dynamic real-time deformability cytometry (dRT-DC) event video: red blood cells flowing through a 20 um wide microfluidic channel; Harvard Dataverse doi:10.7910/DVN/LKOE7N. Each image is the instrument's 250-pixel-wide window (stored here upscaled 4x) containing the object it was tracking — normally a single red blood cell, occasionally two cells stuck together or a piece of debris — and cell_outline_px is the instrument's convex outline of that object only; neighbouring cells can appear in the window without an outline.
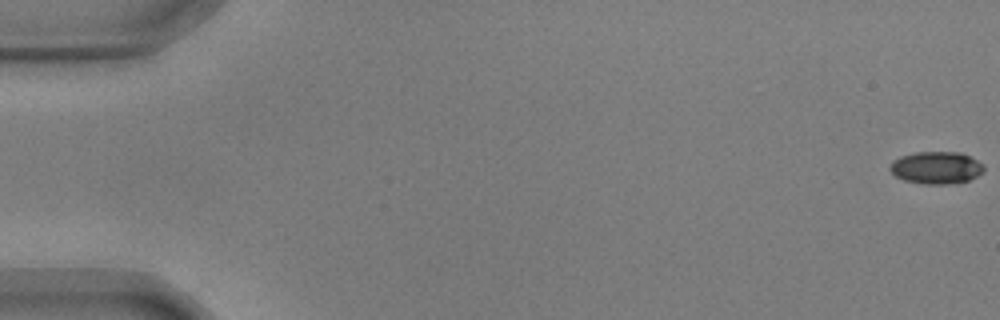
{"species": "common noctule bat (a hibernating species)", "species_latin": "Nyctalus noctula", "temperature_condition": "warm", "stored_images_in_passage": 22, "camera_frame_rate_fps": 3000, "um_per_image_px": 0.085, "animal": {"sex": "male", "body_mass_g": 17.9, "forearm_length_mm": 54.2}, "frame": {"image": 1, "passage_image": 1, "time_ms": 0.0, "image_size_px": [1000, 320], "cell_outline_px": [[984, 172], [968, 180], [948, 184], [924, 184], [904, 180], [896, 176], [888, 168], [892, 160], [900, 156], [916, 152], [960, 152], [984, 164]], "centroid_in_image_um": [79.56, 14.25], "position_along_channel_um": 5.4, "area_um2": 17.69}}
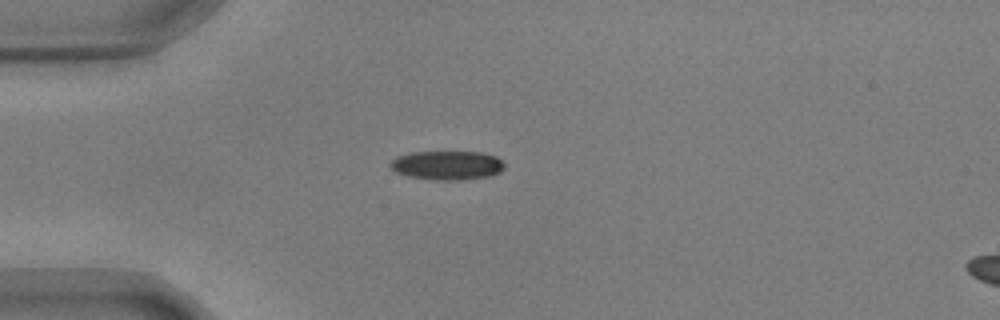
{"frame": {"image": 2, "passage_image": 16, "time_ms": 5.0, "image_size_px": [1000, 320], "cell_outline_px": [[504, 168], [500, 172], [492, 176], [460, 180], [436, 180], [408, 176], [396, 172], [388, 164], [396, 156], [412, 152], [484, 152], [496, 156], [504, 164]], "centroid_in_image_um": [38.02, 14.05], "position_along_channel_um": 47.0, "area_um2": 19.42}}
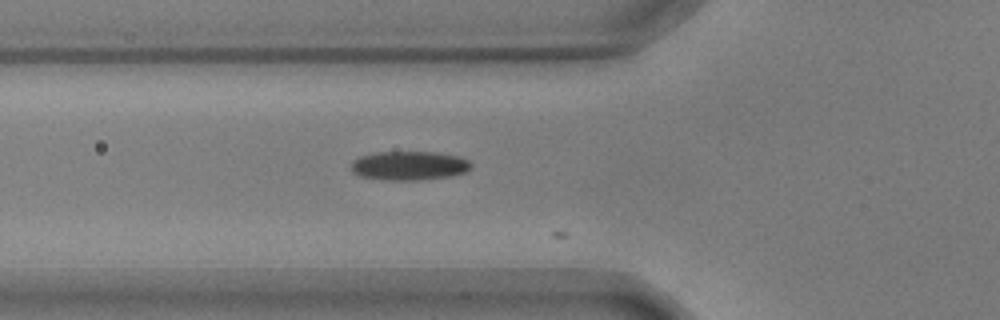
{"frame": {"image": 3, "passage_image": 21, "time_ms": 6.667, "image_size_px": [1000, 320], "cell_outline_px": [[472, 168], [464, 172], [452, 176], [420, 180], [388, 180], [360, 176], [352, 172], [352, 160], [360, 156], [372, 152], [440, 152], [460, 156], [468, 160], [472, 164]], "centroid_in_image_um": [34.8, 14.07], "position_along_channel_um": 91.0, "area_um2": 20.52}}